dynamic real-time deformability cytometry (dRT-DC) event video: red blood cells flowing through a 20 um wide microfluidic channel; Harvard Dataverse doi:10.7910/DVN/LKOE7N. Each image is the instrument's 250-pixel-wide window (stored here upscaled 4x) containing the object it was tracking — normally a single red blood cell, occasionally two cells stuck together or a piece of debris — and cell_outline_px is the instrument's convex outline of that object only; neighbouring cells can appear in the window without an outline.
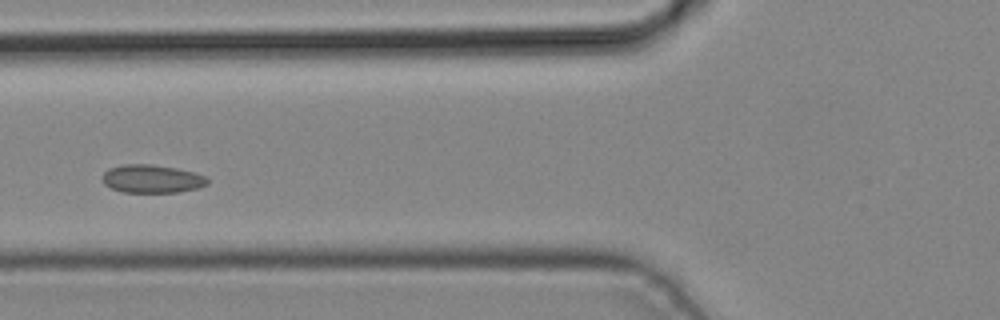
{"species": "common noctule bat (a hibernating species)", "species_latin": "Nyctalus noctula", "temperature_condition": "cold", "stored_images_in_passage": 3, "camera_frame_rate_fps": 3000, "um_per_image_px": 0.085, "animal": {"sex": "male", "body_mass_g": 19.2, "forearm_length_mm": 51.8}, "frame": {"image": 1, "passage_image": 3, "time_ms": 0.667, "image_size_px": [1000, 320], "cell_outline_px": [[208, 184], [200, 188], [180, 192], [124, 192], [112, 188], [104, 184], [100, 176], [108, 168], [124, 164], [152, 164], [176, 168], [196, 172], [204, 176], [208, 180]], "centroid_in_image_um": [12.91, 15.19], "position_along_channel_um": 112.9, "area_um2": 17.46}}